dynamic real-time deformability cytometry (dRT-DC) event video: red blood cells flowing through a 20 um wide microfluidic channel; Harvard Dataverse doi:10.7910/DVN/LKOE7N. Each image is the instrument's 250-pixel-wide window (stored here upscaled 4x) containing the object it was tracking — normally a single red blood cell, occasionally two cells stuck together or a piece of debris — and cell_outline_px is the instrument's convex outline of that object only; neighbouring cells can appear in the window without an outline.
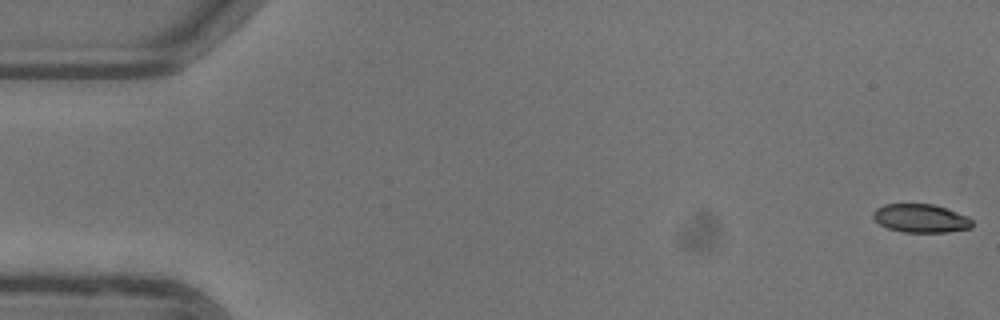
{"species": "common noctule bat (a hibernating species)", "species_latin": "Nyctalus noctula", "temperature_condition": "warm", "stored_images_in_passage": 53, "camera_frame_rate_fps": 3000, "um_per_image_px": 0.085, "animal": {"sex": "female"}, "frame": {"image": 1, "passage_image": 1, "time_ms": 0.0, "image_size_px": [1000, 320], "cell_outline_px": [[972, 228], [944, 232], [904, 232], [888, 228], [880, 224], [872, 216], [872, 212], [876, 208], [884, 204], [932, 204], [968, 216], [972, 220]], "centroid_in_image_um": [78.25, 18.55], "position_along_channel_um": 6.8, "area_um2": 16.3}}
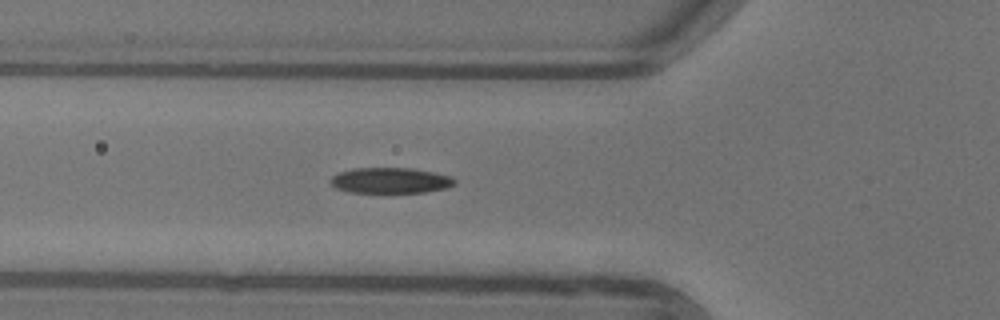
{"frame": {"image": 2, "passage_image": 19, "time_ms": 6.0, "image_size_px": [1000, 320], "cell_outline_px": [[456, 184], [448, 188], [424, 192], [348, 192], [336, 188], [328, 180], [336, 172], [352, 168], [412, 168], [436, 172], [452, 176], [456, 180]], "centroid_in_image_um": [33.19, 15.33], "position_along_channel_um": 92.6, "area_um2": 18.84}}
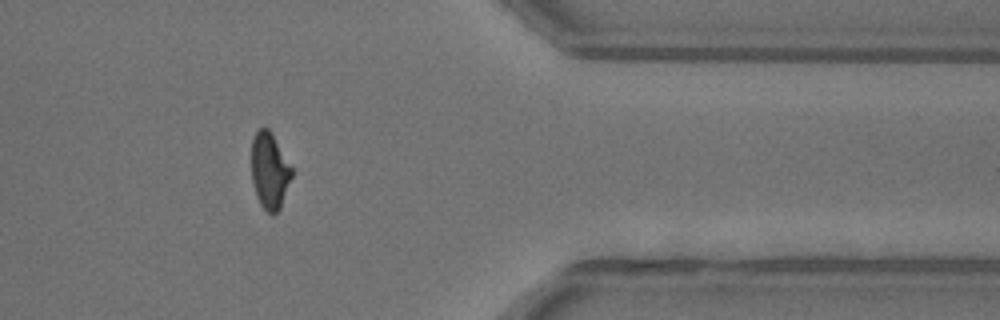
{"frame": {"image": 3, "passage_image": 43, "time_ms": 14.0, "image_size_px": [1000, 320], "cell_outline_px": [[292, 176], [280, 208], [272, 216], [260, 204], [256, 196], [252, 180], [252, 140], [256, 132], [260, 128], [268, 128], [292, 168]], "centroid_in_image_um": [22.91, 14.54], "position_along_channel_um": 388.5, "area_um2": 17.57}, "authors_computed_cell_mechanics": {"area_um2": 18.207, "velocity_mm_per_s": 3.9549, "shape_relaxation_time_tau1_ms": 4.1396, "shape_relaxation_time_tau2_ms": 1.1747, "deformation_change_tau1": 0.1686, "deformation_change_tau2": 0.0663}}